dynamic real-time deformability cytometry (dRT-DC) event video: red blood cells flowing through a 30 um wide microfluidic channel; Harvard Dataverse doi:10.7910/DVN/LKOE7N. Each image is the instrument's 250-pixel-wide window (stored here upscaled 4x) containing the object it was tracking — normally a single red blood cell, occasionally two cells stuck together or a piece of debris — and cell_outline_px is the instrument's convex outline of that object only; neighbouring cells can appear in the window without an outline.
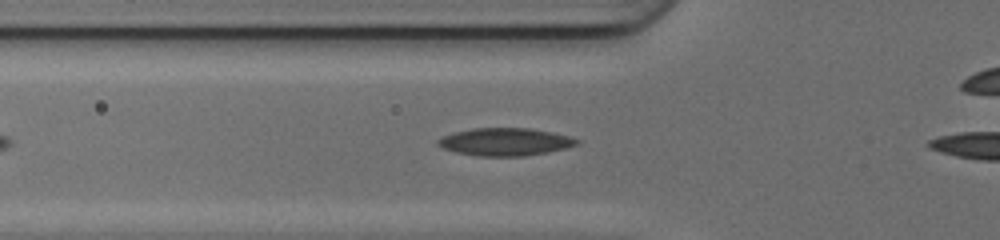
{"species": "common noctule bat (a hibernating species)", "species_latin": "Nyctalus noctula", "temperature_condition": "cold", "stored_images_in_passage": 28, "camera_frame_rate_fps": 3000, "um_per_image_px": 0.085, "animal": {"sex": "female", "body_mass_g": 17.0, "forearm_length_mm": 48.0}, "frame": {"image": 1, "passage_image": 3, "time_ms": 0.667, "image_size_px": [1000, 240], "cell_outline_px": [[580, 144], [564, 148], [524, 156], [480, 156], [456, 152], [444, 148], [436, 144], [436, 140], [452, 132], [472, 128], [528, 128], [552, 132], [568, 136], [580, 140]], "centroid_in_image_um": [42.91, 12.05], "position_along_channel_um": 82.9, "area_um2": 22.25}}
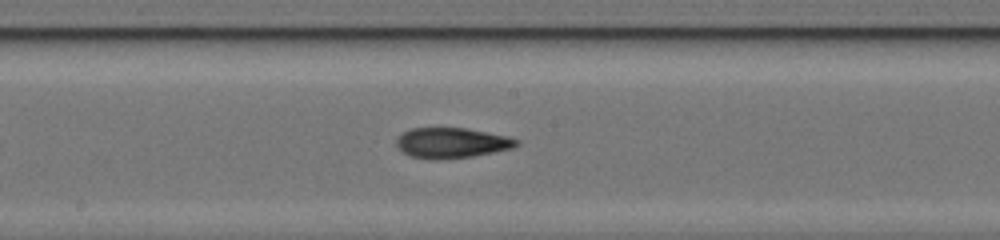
{"frame": {"image": 2, "passage_image": 12, "time_ms": 3.667, "image_size_px": [1000, 240], "cell_outline_px": [[520, 144], [512, 148], [472, 156], [412, 156], [404, 152], [396, 144], [396, 140], [404, 132], [412, 128], [468, 128], [508, 136], [520, 140]], "centroid_in_image_um": [38.48, 12.08], "position_along_channel_um": 209.7, "area_um2": 20.17}}
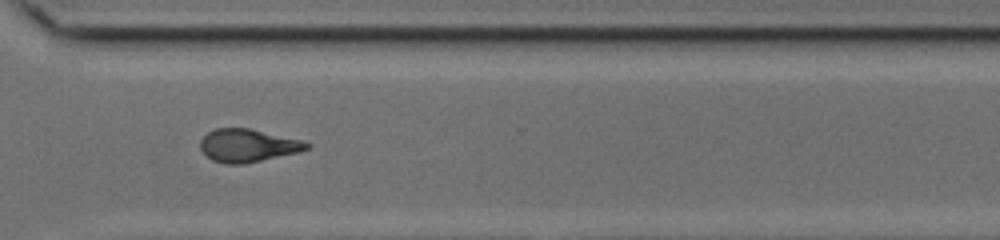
{"frame": {"image": 3, "passage_image": 22, "time_ms": 7.0, "image_size_px": [1000, 240], "cell_outline_px": [[312, 144], [308, 148], [296, 152], [244, 164], [224, 164], [212, 160], [200, 148], [200, 140], [208, 132], [216, 128], [248, 128], [300, 140]], "centroid_in_image_um": [21.02, 12.37], "position_along_channel_um": 349.6, "area_um2": 20.06}}